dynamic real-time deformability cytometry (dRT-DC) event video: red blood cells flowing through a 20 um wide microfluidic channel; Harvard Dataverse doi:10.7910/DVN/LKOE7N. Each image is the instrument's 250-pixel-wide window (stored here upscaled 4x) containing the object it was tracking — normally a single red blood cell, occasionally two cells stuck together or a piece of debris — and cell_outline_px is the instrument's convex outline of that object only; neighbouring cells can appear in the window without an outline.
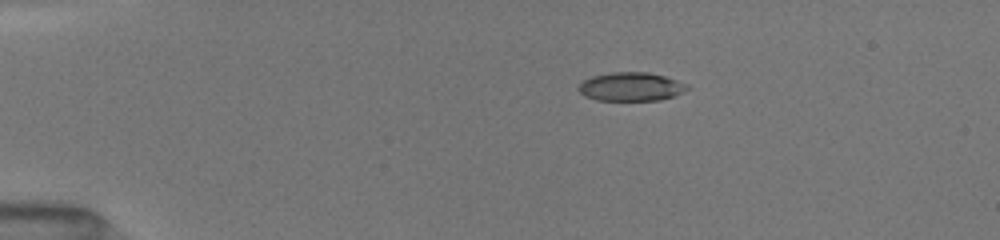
{"species": "common noctule bat (a hibernating species)", "species_latin": "Nyctalus noctula", "temperature_condition": "room temperature", "stored_images_in_passage": 10, "camera_frame_rate_fps": 3000, "um_per_image_px": 0.085, "animal": {"sex": "female", "body_mass_g": 19.5, "forearm_length_mm": 54.1}, "frame": {"image": 1, "passage_image": 1, "time_ms": 0.0, "image_size_px": [1000, 240], "cell_outline_px": [[692, 88], [676, 96], [660, 100], [596, 100], [584, 96], [576, 88], [584, 80], [592, 76], [608, 72], [648, 72], [664, 76], [688, 84]], "centroid_in_image_um": [53.66, 7.37], "position_along_channel_um": 31.3, "area_um2": 18.38}}
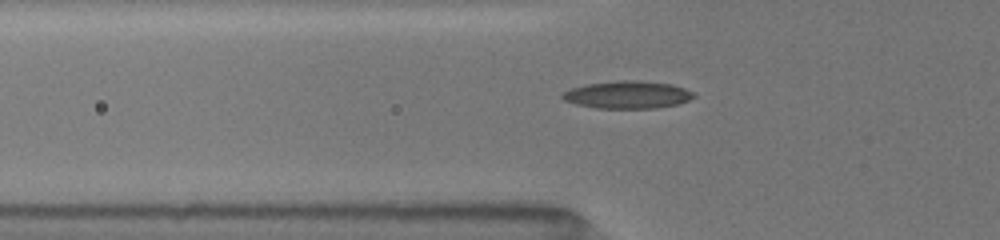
{"frame": {"image": 2, "passage_image": 9, "time_ms": 2.667, "image_size_px": [1000, 240], "cell_outline_px": [[696, 96], [688, 100], [676, 104], [656, 108], [596, 108], [576, 104], [564, 100], [560, 96], [564, 92], [572, 88], [588, 84], [616, 80], [640, 80], [672, 84], [684, 88], [692, 92]], "centroid_in_image_um": [53.34, 8.05], "position_along_channel_um": 72.5, "area_um2": 20.98}}